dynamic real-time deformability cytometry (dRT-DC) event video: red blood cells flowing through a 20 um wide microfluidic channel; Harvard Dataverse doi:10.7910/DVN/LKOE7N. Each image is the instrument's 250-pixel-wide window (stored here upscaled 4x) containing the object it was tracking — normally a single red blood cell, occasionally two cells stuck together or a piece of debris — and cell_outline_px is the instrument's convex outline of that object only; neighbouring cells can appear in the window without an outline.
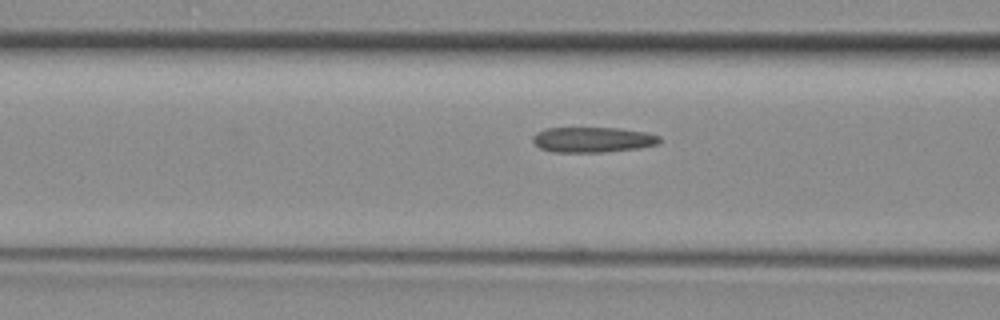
{"species": "common noctule bat (a hibernating species)", "species_latin": "Nyctalus noctula", "temperature_condition": "room temperature", "stored_images_in_passage": 14, "camera_frame_rate_fps": 3000, "um_per_image_px": 0.085, "animal": {"sex": "female", "body_mass_g": 29.2, "forearm_length_mm": 56.3}, "frame": {"image": 1, "passage_image": 12, "time_ms": 3.667, "image_size_px": [1000, 320], "cell_outline_px": [[660, 144], [636, 148], [600, 152], [552, 152], [540, 148], [532, 140], [532, 136], [536, 132], [544, 128], [616, 128], [644, 132], [660, 136]], "centroid_in_image_um": [50.34, 11.87], "position_along_channel_um": 116.3, "area_um2": 18.61}}